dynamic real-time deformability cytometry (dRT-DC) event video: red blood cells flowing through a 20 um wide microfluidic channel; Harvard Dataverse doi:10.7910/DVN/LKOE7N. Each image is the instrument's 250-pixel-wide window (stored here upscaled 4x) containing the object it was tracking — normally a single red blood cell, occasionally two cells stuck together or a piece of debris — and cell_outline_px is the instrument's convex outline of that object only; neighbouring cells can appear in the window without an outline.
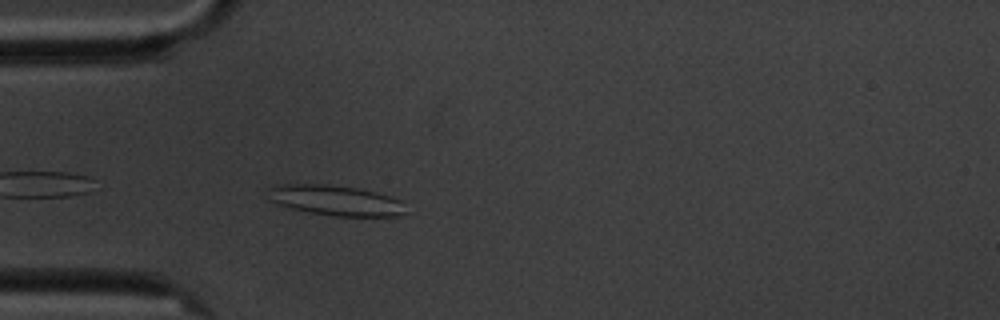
{"species": "common noctule bat (a hibernating species)", "species_latin": "Nyctalus noctula", "temperature_condition": "cold", "stored_images_in_passage": 4, "camera_frame_rate_fps": 3000, "um_per_image_px": 0.085, "animal": {"sex": "male", "body_mass_g": 20.1, "forearm_length_mm": 53.5}, "frame": {"image": 1, "passage_image": 4, "time_ms": 4.0, "image_size_px": [1000, 320], "cell_outline_px": [[404, 212], [396, 216], [332, 216], [292, 208], [276, 204], [268, 200], [268, 188], [276, 184], [328, 184], [356, 188], [376, 192], [392, 196], [400, 200]], "centroid_in_image_um": [28.45, 17.02], "position_along_channel_um": 56.5, "area_um2": 24.22}}